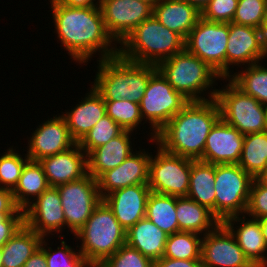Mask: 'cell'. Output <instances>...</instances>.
<instances>
[{
    "instance_id": "6da1fadb",
    "label": "cell",
    "mask_w": 267,
    "mask_h": 267,
    "mask_svg": "<svg viewBox=\"0 0 267 267\" xmlns=\"http://www.w3.org/2000/svg\"><path fill=\"white\" fill-rule=\"evenodd\" d=\"M50 3L55 33L63 44L61 46L71 56L70 59L82 64L88 62L96 52L101 55L99 60L119 54L115 40L106 30L100 7H69L55 0H50Z\"/></svg>"
},
{
    "instance_id": "7a4b0ae2",
    "label": "cell",
    "mask_w": 267,
    "mask_h": 267,
    "mask_svg": "<svg viewBox=\"0 0 267 267\" xmlns=\"http://www.w3.org/2000/svg\"><path fill=\"white\" fill-rule=\"evenodd\" d=\"M220 118L216 99L190 101L156 134L154 141L168 153L200 160L207 136Z\"/></svg>"
},
{
    "instance_id": "3957f363",
    "label": "cell",
    "mask_w": 267,
    "mask_h": 267,
    "mask_svg": "<svg viewBox=\"0 0 267 267\" xmlns=\"http://www.w3.org/2000/svg\"><path fill=\"white\" fill-rule=\"evenodd\" d=\"M97 61L98 72L92 86L105 101L127 99L139 104L150 77L157 71L156 65L132 62L119 54Z\"/></svg>"
},
{
    "instance_id": "277c9868",
    "label": "cell",
    "mask_w": 267,
    "mask_h": 267,
    "mask_svg": "<svg viewBox=\"0 0 267 267\" xmlns=\"http://www.w3.org/2000/svg\"><path fill=\"white\" fill-rule=\"evenodd\" d=\"M119 55L129 61L157 65L185 50V39L152 15L120 44Z\"/></svg>"
},
{
    "instance_id": "5b68a950",
    "label": "cell",
    "mask_w": 267,
    "mask_h": 267,
    "mask_svg": "<svg viewBox=\"0 0 267 267\" xmlns=\"http://www.w3.org/2000/svg\"><path fill=\"white\" fill-rule=\"evenodd\" d=\"M156 68L168 83L189 101H208L216 98L217 89L210 90V93L207 91L209 99L201 95L221 77L199 57L186 50L159 62Z\"/></svg>"
},
{
    "instance_id": "8992f818",
    "label": "cell",
    "mask_w": 267,
    "mask_h": 267,
    "mask_svg": "<svg viewBox=\"0 0 267 267\" xmlns=\"http://www.w3.org/2000/svg\"><path fill=\"white\" fill-rule=\"evenodd\" d=\"M82 244L79 251L87 263H103L126 244V230L120 225L112 209L102 200L84 226L74 234Z\"/></svg>"
},
{
    "instance_id": "52a82bcc",
    "label": "cell",
    "mask_w": 267,
    "mask_h": 267,
    "mask_svg": "<svg viewBox=\"0 0 267 267\" xmlns=\"http://www.w3.org/2000/svg\"><path fill=\"white\" fill-rule=\"evenodd\" d=\"M227 86L217 89L216 100L221 118L241 134L267 131V107L254 97L244 93L229 78Z\"/></svg>"
},
{
    "instance_id": "ba28073f",
    "label": "cell",
    "mask_w": 267,
    "mask_h": 267,
    "mask_svg": "<svg viewBox=\"0 0 267 267\" xmlns=\"http://www.w3.org/2000/svg\"><path fill=\"white\" fill-rule=\"evenodd\" d=\"M253 180L238 164L215 165V217L220 222L246 213Z\"/></svg>"
},
{
    "instance_id": "9c48e42d",
    "label": "cell",
    "mask_w": 267,
    "mask_h": 267,
    "mask_svg": "<svg viewBox=\"0 0 267 267\" xmlns=\"http://www.w3.org/2000/svg\"><path fill=\"white\" fill-rule=\"evenodd\" d=\"M190 101L176 91L157 70L148 82L145 94L142 97L140 113L142 119L149 121L152 127V139L156 134Z\"/></svg>"
},
{
    "instance_id": "30bf717a",
    "label": "cell",
    "mask_w": 267,
    "mask_h": 267,
    "mask_svg": "<svg viewBox=\"0 0 267 267\" xmlns=\"http://www.w3.org/2000/svg\"><path fill=\"white\" fill-rule=\"evenodd\" d=\"M229 23L199 18L185 39V50L204 61L221 78H226V47Z\"/></svg>"
},
{
    "instance_id": "8fae6325",
    "label": "cell",
    "mask_w": 267,
    "mask_h": 267,
    "mask_svg": "<svg viewBox=\"0 0 267 267\" xmlns=\"http://www.w3.org/2000/svg\"><path fill=\"white\" fill-rule=\"evenodd\" d=\"M151 156L148 186L152 192L187 197L192 159L164 151L160 146Z\"/></svg>"
},
{
    "instance_id": "7c38bea8",
    "label": "cell",
    "mask_w": 267,
    "mask_h": 267,
    "mask_svg": "<svg viewBox=\"0 0 267 267\" xmlns=\"http://www.w3.org/2000/svg\"><path fill=\"white\" fill-rule=\"evenodd\" d=\"M66 220L71 233L78 232L103 200L97 180L90 174L83 178L57 186Z\"/></svg>"
},
{
    "instance_id": "4fadbf2b",
    "label": "cell",
    "mask_w": 267,
    "mask_h": 267,
    "mask_svg": "<svg viewBox=\"0 0 267 267\" xmlns=\"http://www.w3.org/2000/svg\"><path fill=\"white\" fill-rule=\"evenodd\" d=\"M99 7L106 30L119 44L153 15V7L140 0H101Z\"/></svg>"
},
{
    "instance_id": "5bb4252c",
    "label": "cell",
    "mask_w": 267,
    "mask_h": 267,
    "mask_svg": "<svg viewBox=\"0 0 267 267\" xmlns=\"http://www.w3.org/2000/svg\"><path fill=\"white\" fill-rule=\"evenodd\" d=\"M201 262L203 267H254L222 222L203 235Z\"/></svg>"
},
{
    "instance_id": "9a60e30c",
    "label": "cell",
    "mask_w": 267,
    "mask_h": 267,
    "mask_svg": "<svg viewBox=\"0 0 267 267\" xmlns=\"http://www.w3.org/2000/svg\"><path fill=\"white\" fill-rule=\"evenodd\" d=\"M25 210V225L42 237L61 233L66 220L57 187H48Z\"/></svg>"
},
{
    "instance_id": "2e32d148",
    "label": "cell",
    "mask_w": 267,
    "mask_h": 267,
    "mask_svg": "<svg viewBox=\"0 0 267 267\" xmlns=\"http://www.w3.org/2000/svg\"><path fill=\"white\" fill-rule=\"evenodd\" d=\"M32 133L28 142L27 156L29 160L39 161L45 157L64 152L74 145L65 119L59 115L44 121Z\"/></svg>"
},
{
    "instance_id": "e0dca14e",
    "label": "cell",
    "mask_w": 267,
    "mask_h": 267,
    "mask_svg": "<svg viewBox=\"0 0 267 267\" xmlns=\"http://www.w3.org/2000/svg\"><path fill=\"white\" fill-rule=\"evenodd\" d=\"M266 57L261 37V29L229 23V36L226 47V78L230 77L233 65H252Z\"/></svg>"
},
{
    "instance_id": "ac0fdd59",
    "label": "cell",
    "mask_w": 267,
    "mask_h": 267,
    "mask_svg": "<svg viewBox=\"0 0 267 267\" xmlns=\"http://www.w3.org/2000/svg\"><path fill=\"white\" fill-rule=\"evenodd\" d=\"M137 152V153H136ZM134 151L118 167L103 173L98 179L101 198L111 192L137 184H148L151 156L144 150Z\"/></svg>"
},
{
    "instance_id": "d6986e66",
    "label": "cell",
    "mask_w": 267,
    "mask_h": 267,
    "mask_svg": "<svg viewBox=\"0 0 267 267\" xmlns=\"http://www.w3.org/2000/svg\"><path fill=\"white\" fill-rule=\"evenodd\" d=\"M244 135L220 118L207 136L201 161L218 164H238Z\"/></svg>"
},
{
    "instance_id": "ffe728a7",
    "label": "cell",
    "mask_w": 267,
    "mask_h": 267,
    "mask_svg": "<svg viewBox=\"0 0 267 267\" xmlns=\"http://www.w3.org/2000/svg\"><path fill=\"white\" fill-rule=\"evenodd\" d=\"M151 190L148 184H137L117 189L103 200L112 209L120 225L127 231L145 218L146 203Z\"/></svg>"
},
{
    "instance_id": "44dd1931",
    "label": "cell",
    "mask_w": 267,
    "mask_h": 267,
    "mask_svg": "<svg viewBox=\"0 0 267 267\" xmlns=\"http://www.w3.org/2000/svg\"><path fill=\"white\" fill-rule=\"evenodd\" d=\"M50 187L76 181L88 174L87 154L77 143L70 149L39 160Z\"/></svg>"
},
{
    "instance_id": "7402d4cb",
    "label": "cell",
    "mask_w": 267,
    "mask_h": 267,
    "mask_svg": "<svg viewBox=\"0 0 267 267\" xmlns=\"http://www.w3.org/2000/svg\"><path fill=\"white\" fill-rule=\"evenodd\" d=\"M240 216L235 215L226 218L222 223L233 234L237 244L254 267H267V256H265L267 245L262 233L260 219L251 218L247 220L245 214ZM236 222L237 224L241 222V225L239 227L237 226V228L234 227Z\"/></svg>"
},
{
    "instance_id": "603a6c76",
    "label": "cell",
    "mask_w": 267,
    "mask_h": 267,
    "mask_svg": "<svg viewBox=\"0 0 267 267\" xmlns=\"http://www.w3.org/2000/svg\"><path fill=\"white\" fill-rule=\"evenodd\" d=\"M69 112L61 115L69 128L72 138L79 143L96 123L106 116L105 100L91 86L90 92Z\"/></svg>"
},
{
    "instance_id": "cb8c5ba5",
    "label": "cell",
    "mask_w": 267,
    "mask_h": 267,
    "mask_svg": "<svg viewBox=\"0 0 267 267\" xmlns=\"http://www.w3.org/2000/svg\"><path fill=\"white\" fill-rule=\"evenodd\" d=\"M133 131L125 130L121 135L111 139L92 150L87 155L88 174L98 179L103 173L118 167L132 152L131 134Z\"/></svg>"
},
{
    "instance_id": "d4e9b609",
    "label": "cell",
    "mask_w": 267,
    "mask_h": 267,
    "mask_svg": "<svg viewBox=\"0 0 267 267\" xmlns=\"http://www.w3.org/2000/svg\"><path fill=\"white\" fill-rule=\"evenodd\" d=\"M153 15L161 24L186 39L201 12L185 0H160L153 7Z\"/></svg>"
},
{
    "instance_id": "484cf974",
    "label": "cell",
    "mask_w": 267,
    "mask_h": 267,
    "mask_svg": "<svg viewBox=\"0 0 267 267\" xmlns=\"http://www.w3.org/2000/svg\"><path fill=\"white\" fill-rule=\"evenodd\" d=\"M168 234L146 217L126 231V244L153 262L162 258Z\"/></svg>"
},
{
    "instance_id": "4316f807",
    "label": "cell",
    "mask_w": 267,
    "mask_h": 267,
    "mask_svg": "<svg viewBox=\"0 0 267 267\" xmlns=\"http://www.w3.org/2000/svg\"><path fill=\"white\" fill-rule=\"evenodd\" d=\"M176 217L179 231L199 235L207 234L220 223L207 207L188 197H176Z\"/></svg>"
},
{
    "instance_id": "83f0119b",
    "label": "cell",
    "mask_w": 267,
    "mask_h": 267,
    "mask_svg": "<svg viewBox=\"0 0 267 267\" xmlns=\"http://www.w3.org/2000/svg\"><path fill=\"white\" fill-rule=\"evenodd\" d=\"M215 165L201 160L191 164L187 197L207 207L215 216Z\"/></svg>"
},
{
    "instance_id": "f1b7e54d",
    "label": "cell",
    "mask_w": 267,
    "mask_h": 267,
    "mask_svg": "<svg viewBox=\"0 0 267 267\" xmlns=\"http://www.w3.org/2000/svg\"><path fill=\"white\" fill-rule=\"evenodd\" d=\"M43 237L25 224L1 247L2 267H23L40 247Z\"/></svg>"
},
{
    "instance_id": "f546056e",
    "label": "cell",
    "mask_w": 267,
    "mask_h": 267,
    "mask_svg": "<svg viewBox=\"0 0 267 267\" xmlns=\"http://www.w3.org/2000/svg\"><path fill=\"white\" fill-rule=\"evenodd\" d=\"M48 187L50 186L42 165L39 161L28 160L22 169L17 186L12 191L17 206L24 211L32 204V197L35 200Z\"/></svg>"
},
{
    "instance_id": "4dcf8cb0",
    "label": "cell",
    "mask_w": 267,
    "mask_h": 267,
    "mask_svg": "<svg viewBox=\"0 0 267 267\" xmlns=\"http://www.w3.org/2000/svg\"><path fill=\"white\" fill-rule=\"evenodd\" d=\"M145 217L168 235L179 231L176 217V197L150 192Z\"/></svg>"
},
{
    "instance_id": "1f68e13d",
    "label": "cell",
    "mask_w": 267,
    "mask_h": 267,
    "mask_svg": "<svg viewBox=\"0 0 267 267\" xmlns=\"http://www.w3.org/2000/svg\"><path fill=\"white\" fill-rule=\"evenodd\" d=\"M238 165L253 178L267 166V131L244 135Z\"/></svg>"
},
{
    "instance_id": "d6a6232c",
    "label": "cell",
    "mask_w": 267,
    "mask_h": 267,
    "mask_svg": "<svg viewBox=\"0 0 267 267\" xmlns=\"http://www.w3.org/2000/svg\"><path fill=\"white\" fill-rule=\"evenodd\" d=\"M244 69L231 74L229 79L244 93L267 107V68L258 62Z\"/></svg>"
},
{
    "instance_id": "836d02e7",
    "label": "cell",
    "mask_w": 267,
    "mask_h": 267,
    "mask_svg": "<svg viewBox=\"0 0 267 267\" xmlns=\"http://www.w3.org/2000/svg\"><path fill=\"white\" fill-rule=\"evenodd\" d=\"M202 236L186 231H178L168 235L163 257L179 260H201Z\"/></svg>"
},
{
    "instance_id": "e575fe53",
    "label": "cell",
    "mask_w": 267,
    "mask_h": 267,
    "mask_svg": "<svg viewBox=\"0 0 267 267\" xmlns=\"http://www.w3.org/2000/svg\"><path fill=\"white\" fill-rule=\"evenodd\" d=\"M106 115L124 130L133 131L143 121L140 105L127 99L105 101Z\"/></svg>"
},
{
    "instance_id": "d590c367",
    "label": "cell",
    "mask_w": 267,
    "mask_h": 267,
    "mask_svg": "<svg viewBox=\"0 0 267 267\" xmlns=\"http://www.w3.org/2000/svg\"><path fill=\"white\" fill-rule=\"evenodd\" d=\"M125 130L108 115L99 120L87 135L78 143L88 155L97 147L108 143L111 139L121 135Z\"/></svg>"
},
{
    "instance_id": "8d00e7d4",
    "label": "cell",
    "mask_w": 267,
    "mask_h": 267,
    "mask_svg": "<svg viewBox=\"0 0 267 267\" xmlns=\"http://www.w3.org/2000/svg\"><path fill=\"white\" fill-rule=\"evenodd\" d=\"M46 246L47 243L43 237L39 248L45 253L47 267H85L87 264L81 252L79 250L76 252L65 241H61V246H58L57 250Z\"/></svg>"
},
{
    "instance_id": "74e56055",
    "label": "cell",
    "mask_w": 267,
    "mask_h": 267,
    "mask_svg": "<svg viewBox=\"0 0 267 267\" xmlns=\"http://www.w3.org/2000/svg\"><path fill=\"white\" fill-rule=\"evenodd\" d=\"M28 160L27 155L23 159L22 155L17 153L16 150L14 151L12 147H9L0 156V187L13 191L19 182L22 169Z\"/></svg>"
},
{
    "instance_id": "f35d334b",
    "label": "cell",
    "mask_w": 267,
    "mask_h": 267,
    "mask_svg": "<svg viewBox=\"0 0 267 267\" xmlns=\"http://www.w3.org/2000/svg\"><path fill=\"white\" fill-rule=\"evenodd\" d=\"M266 15L267 0H238L232 22L261 29Z\"/></svg>"
},
{
    "instance_id": "ab89813d",
    "label": "cell",
    "mask_w": 267,
    "mask_h": 267,
    "mask_svg": "<svg viewBox=\"0 0 267 267\" xmlns=\"http://www.w3.org/2000/svg\"><path fill=\"white\" fill-rule=\"evenodd\" d=\"M103 264L106 267H153V261L127 244L121 246Z\"/></svg>"
},
{
    "instance_id": "60d3db41",
    "label": "cell",
    "mask_w": 267,
    "mask_h": 267,
    "mask_svg": "<svg viewBox=\"0 0 267 267\" xmlns=\"http://www.w3.org/2000/svg\"><path fill=\"white\" fill-rule=\"evenodd\" d=\"M237 4L238 0H212L201 11V17L212 22L231 23Z\"/></svg>"
},
{
    "instance_id": "b9f144b4",
    "label": "cell",
    "mask_w": 267,
    "mask_h": 267,
    "mask_svg": "<svg viewBox=\"0 0 267 267\" xmlns=\"http://www.w3.org/2000/svg\"><path fill=\"white\" fill-rule=\"evenodd\" d=\"M246 214L255 219L267 217V184L259 182L256 178L251 185Z\"/></svg>"
},
{
    "instance_id": "7bdbcfd3",
    "label": "cell",
    "mask_w": 267,
    "mask_h": 267,
    "mask_svg": "<svg viewBox=\"0 0 267 267\" xmlns=\"http://www.w3.org/2000/svg\"><path fill=\"white\" fill-rule=\"evenodd\" d=\"M24 224V214L8 216L0 226V247H2Z\"/></svg>"
},
{
    "instance_id": "ee69618b",
    "label": "cell",
    "mask_w": 267,
    "mask_h": 267,
    "mask_svg": "<svg viewBox=\"0 0 267 267\" xmlns=\"http://www.w3.org/2000/svg\"><path fill=\"white\" fill-rule=\"evenodd\" d=\"M0 213H24L14 199L12 190L0 187Z\"/></svg>"
},
{
    "instance_id": "f6af8a7d",
    "label": "cell",
    "mask_w": 267,
    "mask_h": 267,
    "mask_svg": "<svg viewBox=\"0 0 267 267\" xmlns=\"http://www.w3.org/2000/svg\"><path fill=\"white\" fill-rule=\"evenodd\" d=\"M153 267H203L201 260H179L162 257L153 262Z\"/></svg>"
},
{
    "instance_id": "bcb514c9",
    "label": "cell",
    "mask_w": 267,
    "mask_h": 267,
    "mask_svg": "<svg viewBox=\"0 0 267 267\" xmlns=\"http://www.w3.org/2000/svg\"><path fill=\"white\" fill-rule=\"evenodd\" d=\"M58 4L69 6V7H80V8H87V7H99L101 0H55Z\"/></svg>"
},
{
    "instance_id": "7dc6e473",
    "label": "cell",
    "mask_w": 267,
    "mask_h": 267,
    "mask_svg": "<svg viewBox=\"0 0 267 267\" xmlns=\"http://www.w3.org/2000/svg\"><path fill=\"white\" fill-rule=\"evenodd\" d=\"M23 267H47L45 253L38 248L34 254L25 262Z\"/></svg>"
},
{
    "instance_id": "c3c4849f",
    "label": "cell",
    "mask_w": 267,
    "mask_h": 267,
    "mask_svg": "<svg viewBox=\"0 0 267 267\" xmlns=\"http://www.w3.org/2000/svg\"><path fill=\"white\" fill-rule=\"evenodd\" d=\"M261 37H262V45L265 52V55L267 57V15L264 19L263 25L261 27Z\"/></svg>"
},
{
    "instance_id": "681fc988",
    "label": "cell",
    "mask_w": 267,
    "mask_h": 267,
    "mask_svg": "<svg viewBox=\"0 0 267 267\" xmlns=\"http://www.w3.org/2000/svg\"><path fill=\"white\" fill-rule=\"evenodd\" d=\"M185 1L195 6L201 12L204 9V7L212 0H185Z\"/></svg>"
},
{
    "instance_id": "f907efd6",
    "label": "cell",
    "mask_w": 267,
    "mask_h": 267,
    "mask_svg": "<svg viewBox=\"0 0 267 267\" xmlns=\"http://www.w3.org/2000/svg\"><path fill=\"white\" fill-rule=\"evenodd\" d=\"M260 225L262 228V233L265 239V243L267 245V217L260 219Z\"/></svg>"
},
{
    "instance_id": "816d5d0a",
    "label": "cell",
    "mask_w": 267,
    "mask_h": 267,
    "mask_svg": "<svg viewBox=\"0 0 267 267\" xmlns=\"http://www.w3.org/2000/svg\"><path fill=\"white\" fill-rule=\"evenodd\" d=\"M256 179L263 184H267V166L263 169V171Z\"/></svg>"
},
{
    "instance_id": "f5cc1de1",
    "label": "cell",
    "mask_w": 267,
    "mask_h": 267,
    "mask_svg": "<svg viewBox=\"0 0 267 267\" xmlns=\"http://www.w3.org/2000/svg\"><path fill=\"white\" fill-rule=\"evenodd\" d=\"M13 214H24V213H0V226H1V223H2L8 216H12Z\"/></svg>"
},
{
    "instance_id": "db71d44e",
    "label": "cell",
    "mask_w": 267,
    "mask_h": 267,
    "mask_svg": "<svg viewBox=\"0 0 267 267\" xmlns=\"http://www.w3.org/2000/svg\"><path fill=\"white\" fill-rule=\"evenodd\" d=\"M85 267H106L103 263H87Z\"/></svg>"
},
{
    "instance_id": "11a10c76",
    "label": "cell",
    "mask_w": 267,
    "mask_h": 267,
    "mask_svg": "<svg viewBox=\"0 0 267 267\" xmlns=\"http://www.w3.org/2000/svg\"><path fill=\"white\" fill-rule=\"evenodd\" d=\"M140 1L146 2L150 4L152 7H154L160 0H140Z\"/></svg>"
},
{
    "instance_id": "9f6ffc18",
    "label": "cell",
    "mask_w": 267,
    "mask_h": 267,
    "mask_svg": "<svg viewBox=\"0 0 267 267\" xmlns=\"http://www.w3.org/2000/svg\"><path fill=\"white\" fill-rule=\"evenodd\" d=\"M0 267H2V248L0 247Z\"/></svg>"
}]
</instances>
